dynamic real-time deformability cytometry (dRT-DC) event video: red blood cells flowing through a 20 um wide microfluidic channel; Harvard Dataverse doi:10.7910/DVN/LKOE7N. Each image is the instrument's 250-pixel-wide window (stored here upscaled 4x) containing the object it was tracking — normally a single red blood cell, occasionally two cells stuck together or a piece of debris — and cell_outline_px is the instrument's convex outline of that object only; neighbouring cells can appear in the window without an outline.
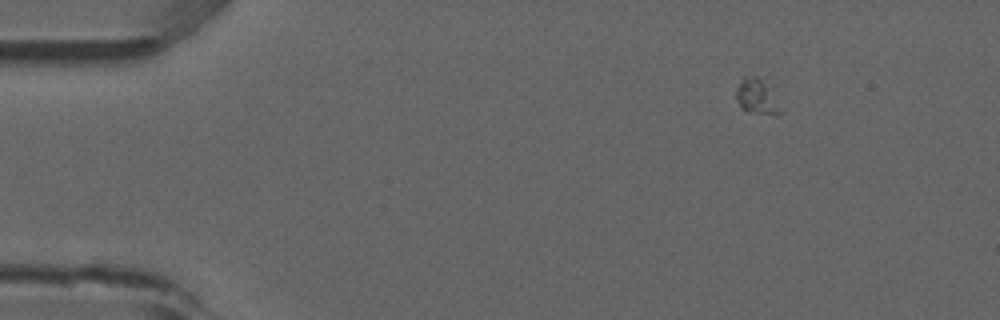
{"species": "common noctule bat (a hibernating species)", "species_latin": "Nyctalus noctula", "temperature_condition": "room temperature", "stored_images_in_passage": 9, "camera_frame_rate_fps": 3000, "um_per_image_px": 0.085, "animal": {"sex": "male", "forearm_length_mm": 52.5}, "frame": {"image": 1, "passage_image": 2, "time_ms": 0.333, "image_size_px": [1000, 320], "cell_outline_px": [[784, 112], [776, 116], [772, 116], [740, 108], [736, 100], [736, 88], [744, 76], [756, 76], [776, 84]], "centroid_in_image_um": [64.51, 8.18], "position_along_channel_um": 20.5, "area_um2": 10.29}}
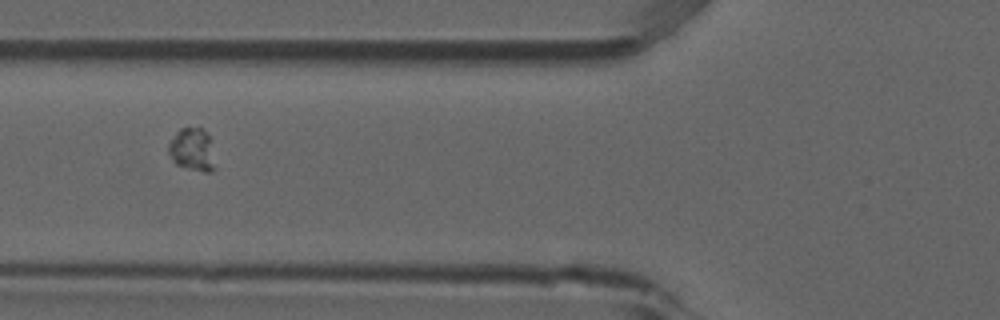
{"frame": {"image": 2, "passage_image": 6, "time_ms": 1.667, "image_size_px": [1000, 320], "cell_outline_px": [[216, 168], [212, 172], [204, 172], [188, 168], [176, 164], [172, 160], [168, 152], [168, 144], [176, 132], [180, 128], [200, 128], [208, 136]], "centroid_in_image_um": [16.32, 12.75], "position_along_channel_um": 109.5, "area_um2": 11.44}}
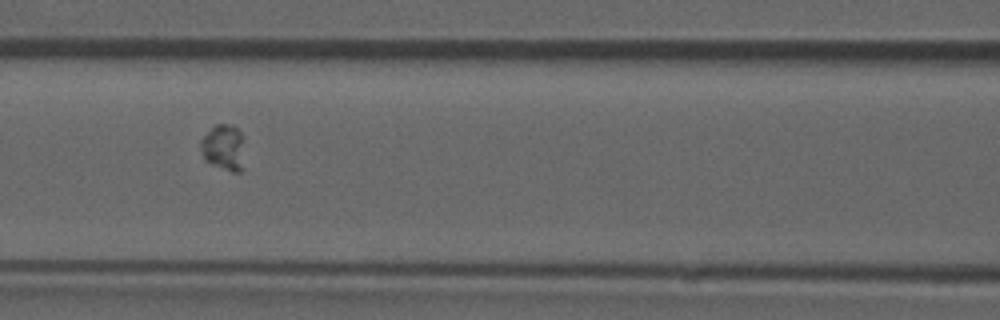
{"frame": {"image": 3, "passage_image": 7, "time_ms": 2.0, "image_size_px": [1000, 320], "cell_outline_px": [[244, 168], [240, 172], [232, 172], [212, 164], [204, 160], [200, 144], [200, 140], [216, 124], [232, 124], [244, 136]], "centroid_in_image_um": [19.06, 12.55], "position_along_channel_um": 147.5, "area_um2": 12.02}}